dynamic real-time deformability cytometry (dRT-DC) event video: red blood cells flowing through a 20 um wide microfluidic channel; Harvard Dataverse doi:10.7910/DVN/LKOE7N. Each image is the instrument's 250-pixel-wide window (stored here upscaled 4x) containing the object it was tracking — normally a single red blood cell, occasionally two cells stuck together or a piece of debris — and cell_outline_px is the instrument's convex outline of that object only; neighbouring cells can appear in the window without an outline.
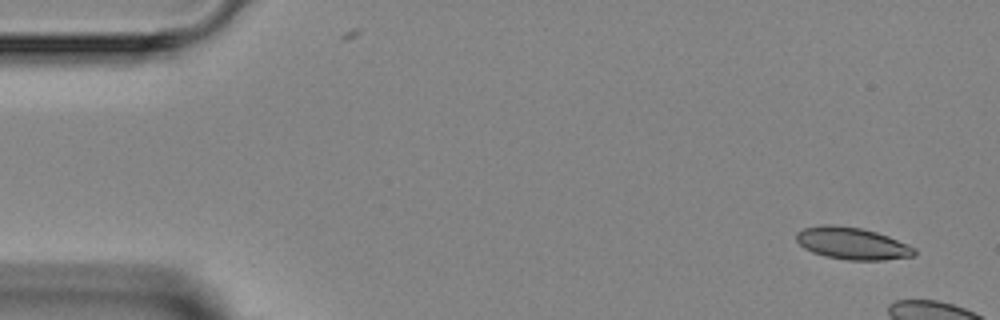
{"species": "Egyptian fruit bat (a non-hibernating species)", "species_latin": "Rousettus aegyptiacus", "temperature_condition": "room temperature", "stored_images_in_passage": 5, "camera_frame_rate_fps": 3000, "um_per_image_px": 0.085, "animal": {"sex": "female"}, "frame": {"image": 1, "passage_image": 1, "time_ms": 0.0, "image_size_px": [1000, 320], "cell_outline_px": [[916, 252], [912, 256], [884, 260], [848, 260], [824, 256], [812, 252], [804, 248], [796, 240], [796, 232], [804, 228], [824, 224], [832, 224], [860, 228], [876, 232], [888, 236], [908, 244], [916, 248]], "centroid_in_image_um": [72.42, 20.69], "position_along_channel_um": 12.6, "area_um2": 22.08}}
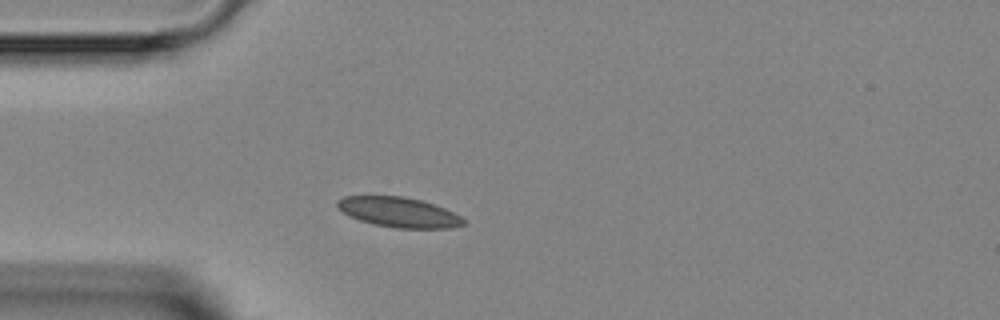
{"frame": {"image": 2, "passage_image": 5, "time_ms": 4.667, "image_size_px": [1000, 320], "cell_outline_px": [[468, 224], [452, 228], [396, 228], [372, 224], [348, 216], [336, 204], [336, 200], [344, 196], [404, 196], [420, 200], [444, 208], [468, 220]], "centroid_in_image_um": [33.93, 18.05], "position_along_channel_um": 51.1, "area_um2": 22.14}}